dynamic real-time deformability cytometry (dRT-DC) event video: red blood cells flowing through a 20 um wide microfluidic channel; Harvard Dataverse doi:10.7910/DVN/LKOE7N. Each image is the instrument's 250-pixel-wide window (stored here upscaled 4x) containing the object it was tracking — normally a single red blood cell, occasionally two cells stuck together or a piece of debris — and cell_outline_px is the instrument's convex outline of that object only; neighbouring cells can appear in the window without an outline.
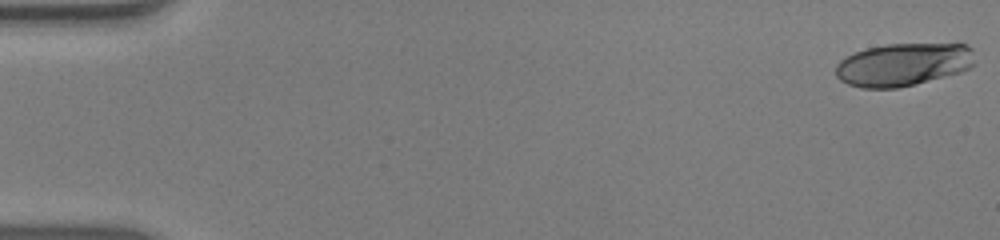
{"species": "human", "species_latin": "Homo sapiens", "temperature_condition": "warm", "stored_images_in_passage": 16, "camera_frame_rate_fps": 3000, "um_per_image_px": 0.085, "donor": {"sex": "male"}, "frame": {"image": 1, "passage_image": 1, "time_ms": 0.0, "image_size_px": [1000, 240], "cell_outline_px": [[976, 64], [960, 72], [896, 88], [860, 88], [848, 84], [840, 80], [836, 76], [836, 64], [840, 60], [856, 52], [868, 48], [884, 44], [968, 44], [972, 48]], "centroid_in_image_um": [76.78, 5.48], "position_along_channel_um": 8.2, "area_um2": 34.62}}
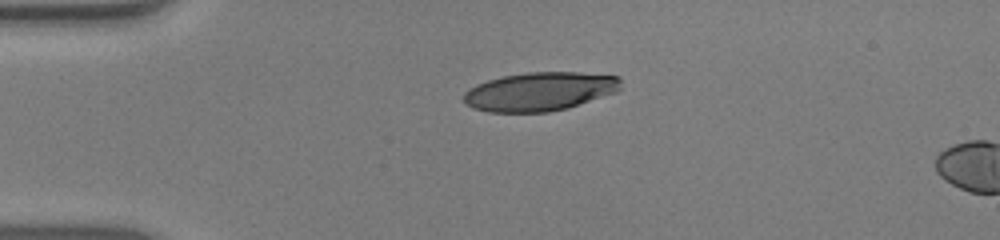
{"frame": {"image": 2, "passage_image": 13, "time_ms": 4.0, "image_size_px": [1000, 240], "cell_outline_px": [[620, 88], [616, 92], [568, 108], [548, 112], [488, 112], [472, 108], [464, 104], [464, 92], [468, 88], [476, 84], [488, 80], [504, 76], [528, 72], [580, 72], [620, 76]], "centroid_in_image_um": [45.86, 7.78], "position_along_channel_um": 39.1, "area_um2": 35.6}}